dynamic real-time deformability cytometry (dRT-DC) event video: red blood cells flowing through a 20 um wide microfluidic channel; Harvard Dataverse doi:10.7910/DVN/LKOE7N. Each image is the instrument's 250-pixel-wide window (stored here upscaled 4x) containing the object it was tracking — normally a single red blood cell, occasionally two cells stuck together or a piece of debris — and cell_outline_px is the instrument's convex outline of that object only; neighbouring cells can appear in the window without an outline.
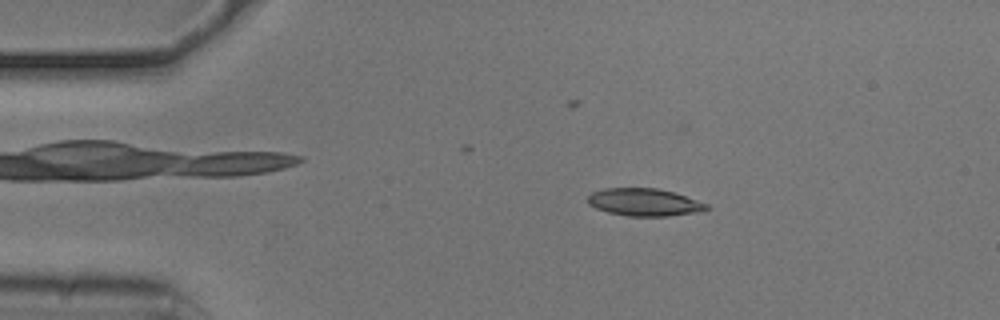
{"species": "common noctule bat (a hibernating species)", "species_latin": "Nyctalus noctula", "temperature_condition": "cold", "stored_images_in_passage": 53, "camera_frame_rate_fps": 3000, "um_per_image_px": 0.085, "animal": {"sex": "male", "body_mass_g": 20.5, "forearm_length_mm": 52.5}, "frame": {"image": 1, "passage_image": 9, "time_ms": 2.667, "image_size_px": [1000, 320], "cell_outline_px": [[708, 208], [704, 212], [668, 216], [628, 216], [608, 212], [596, 208], [588, 204], [588, 196], [592, 192], [604, 188], [656, 188], [672, 192], [708, 204]], "centroid_in_image_um": [54.77, 17.2], "position_along_channel_um": 30.2, "area_um2": 19.02}}
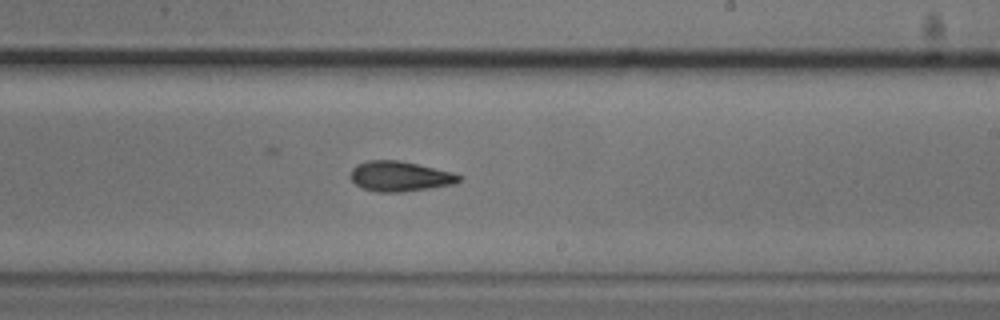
{"frame": {"image": 2, "passage_image": 31, "time_ms": 10.0, "image_size_px": [1000, 320], "cell_outline_px": [[464, 180], [456, 184], [400, 192], [376, 192], [360, 188], [348, 176], [352, 168], [356, 164], [368, 160], [400, 160], [452, 172], [464, 176]], "centroid_in_image_um": [33.99, 14.99], "position_along_channel_um": 255.0, "area_um2": 19.36}}
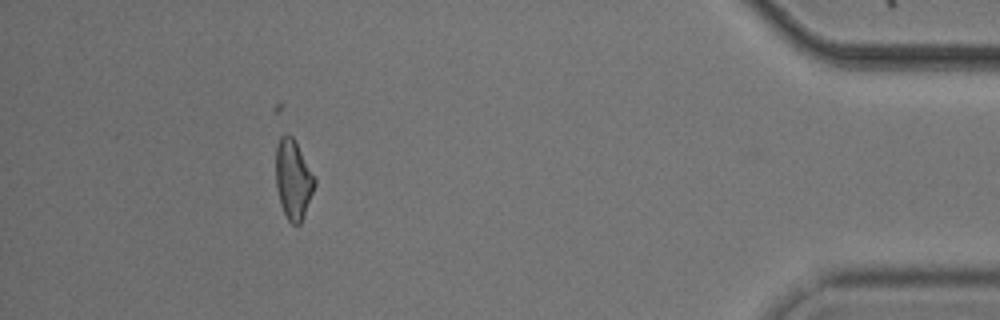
{"frame": {"image": 3, "passage_image": 48, "time_ms": 15.667, "image_size_px": [1000, 320], "cell_outline_px": [[316, 184], [300, 224], [292, 224], [288, 220], [280, 204], [276, 188], [276, 148], [280, 136], [288, 132], [292, 136], [316, 180]], "centroid_in_image_um": [24.9, 15.24], "position_along_channel_um": 410.3, "area_um2": 17.74}, "authors_computed_cell_mechanics": {"area_um2": 18.785, "velocity_mm_per_s": 3.7434, "shape_relaxation_time_tau1_ms": 3.139, "shape_relaxation_time_tau2_ms": 3.0665, "deformation_change_tau1": 0.1289, "deformation_change_tau2": 0.1084}}